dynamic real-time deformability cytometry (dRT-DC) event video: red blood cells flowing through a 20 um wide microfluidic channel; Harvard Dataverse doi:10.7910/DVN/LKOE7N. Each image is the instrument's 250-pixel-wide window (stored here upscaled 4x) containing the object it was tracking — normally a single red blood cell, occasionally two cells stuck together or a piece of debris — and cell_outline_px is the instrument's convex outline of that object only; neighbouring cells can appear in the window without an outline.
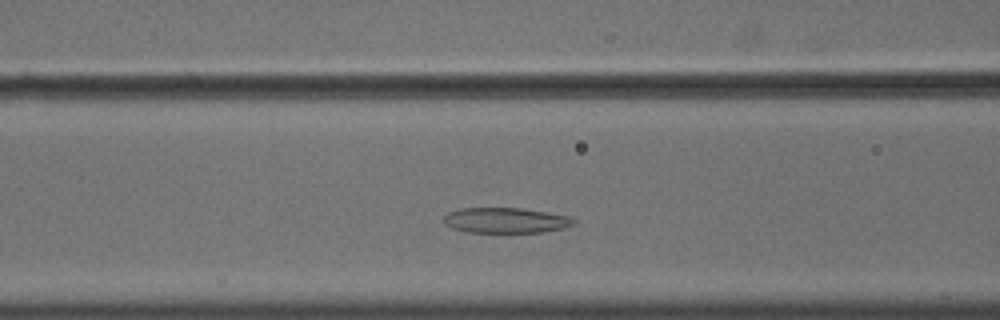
{"species": "common noctule bat (a hibernating species)", "species_latin": "Nyctalus noctula", "temperature_condition": "cold", "stored_images_in_passage": 38, "camera_frame_rate_fps": 3000, "um_per_image_px": 0.085, "animal": {"sex": "male", "body_mass_g": 18.8}, "frame": {"image": 1, "passage_image": 12, "time_ms": 3.667, "image_size_px": [1000, 320], "cell_outline_px": [[576, 224], [564, 228], [540, 232], [464, 232], [452, 228], [444, 224], [444, 216], [448, 212], [460, 208], [520, 208], [548, 212], [572, 216], [576, 220]], "centroid_in_image_um": [43.0, 18.72], "position_along_channel_um": 123.6, "area_um2": 19.42}}
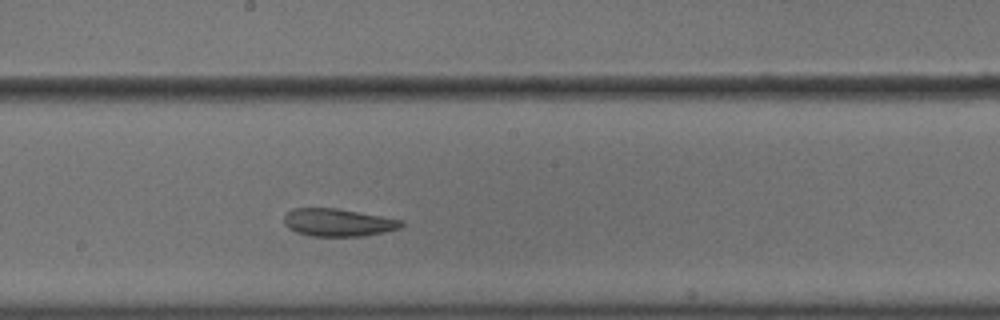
{"frame": {"image": 2, "passage_image": 20, "time_ms": 6.333, "image_size_px": [1000, 320], "cell_outline_px": [[404, 224], [400, 228], [384, 232], [364, 236], [312, 236], [296, 232], [288, 228], [284, 224], [284, 216], [292, 208], [336, 208], [404, 220]], "centroid_in_image_um": [28.74, 18.91], "position_along_channel_um": 219.5, "area_um2": 18.96}}
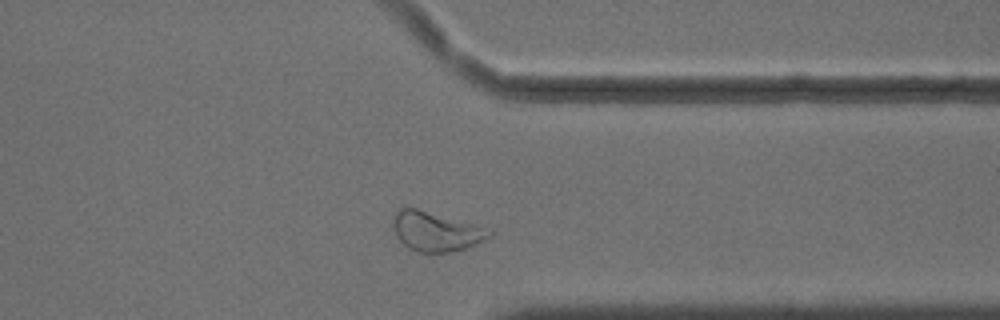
{"frame": {"image": 3, "passage_image": 33, "time_ms": 10.667, "image_size_px": [1000, 320], "cell_outline_px": [[492, 236], [476, 244], [464, 248], [448, 252], [416, 252], [408, 248], [400, 240], [392, 228], [392, 220], [396, 212], [400, 208], [416, 208], [476, 224], [492, 232]], "centroid_in_image_um": [37.02, 19.67], "position_along_channel_um": 374.4, "area_um2": 21.96}, "authors_computed_cell_mechanics": {"area_um2": 20.0277, "velocity_mm_per_s": 3.5954, "shape_relaxation_time_tau1_ms": null, "shape_relaxation_time_tau2_ms": 5.5715, "deformation_change_tau1": null, "deformation_change_tau2": 0.1385}}